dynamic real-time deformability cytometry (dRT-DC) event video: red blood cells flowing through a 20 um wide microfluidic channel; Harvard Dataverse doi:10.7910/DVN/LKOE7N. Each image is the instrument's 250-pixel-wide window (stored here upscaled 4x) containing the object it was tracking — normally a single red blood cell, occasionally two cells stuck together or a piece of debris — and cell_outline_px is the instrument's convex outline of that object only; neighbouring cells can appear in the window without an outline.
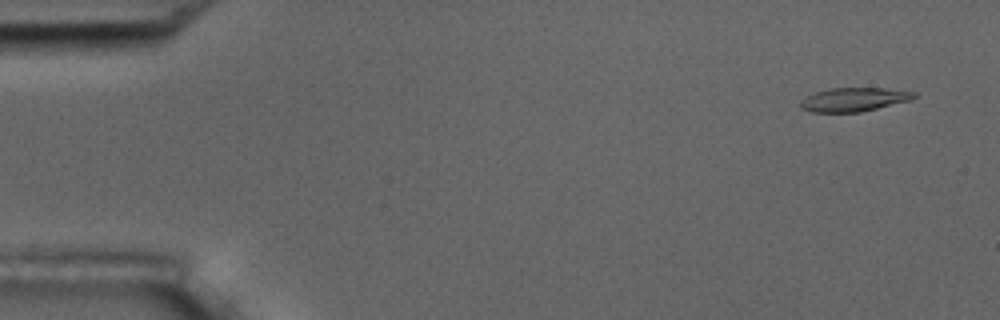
{"species": "common noctule bat (a hibernating species)", "species_latin": "Nyctalus noctula", "temperature_condition": "room temperature", "stored_images_in_passage": 16, "camera_frame_rate_fps": 3000, "um_per_image_px": 0.085, "animal": {"sex": "male", "body_mass_g": 17.5, "forearm_length_mm": 52.3}, "frame": {"image": 1, "passage_image": 1, "time_ms": 0.0, "image_size_px": [1000, 320], "cell_outline_px": [[916, 96], [912, 100], [860, 112], [812, 112], [800, 108], [800, 100], [816, 92], [832, 88], [884, 88], [916, 92]], "centroid_in_image_um": [72.59, 8.46], "position_along_channel_um": 12.4, "area_um2": 15.66}}
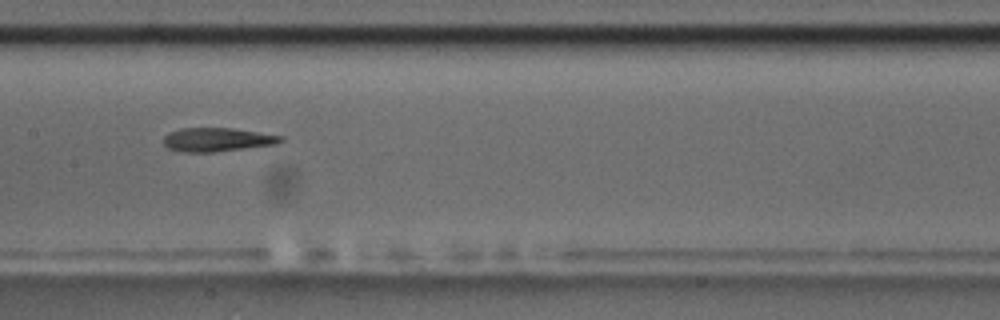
{"frame": {"image": 2, "passage_image": 8, "time_ms": 8.333, "image_size_px": [1000, 320], "cell_outline_px": [[284, 140], [276, 144], [212, 152], [184, 152], [168, 148], [164, 144], [164, 136], [168, 132], [180, 128], [232, 128], [284, 136]], "centroid_in_image_um": [18.45, 11.86], "position_along_channel_um": 189.0, "area_um2": 16.13}}
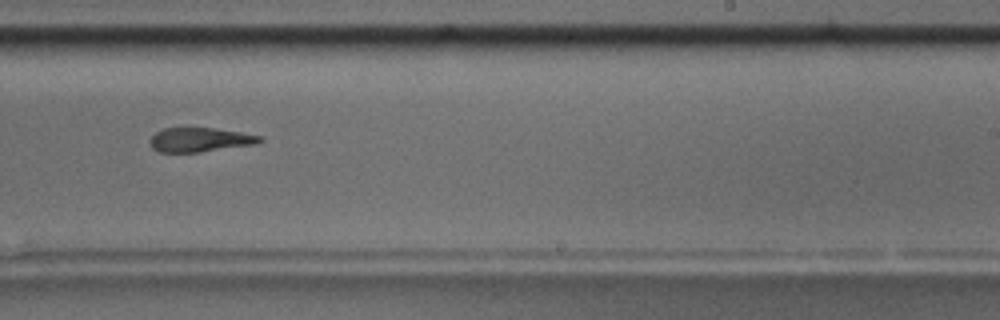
{"frame": {"image": 3, "passage_image": 10, "time_ms": 10.667, "image_size_px": [1000, 320], "cell_outline_px": [[264, 140], [256, 144], [200, 152], [156, 152], [148, 144], [148, 140], [156, 132], [164, 128], [212, 128], [240, 132], [264, 136]], "centroid_in_image_um": [16.98, 11.88], "position_along_channel_um": 272.0, "area_um2": 15.66}, "authors_computed_cell_mechanics": {"area_um2": 16.5886, "velocity_mm_per_s": 3.5697, "shape_relaxation_time_tau1_ms": null, "shape_relaxation_time_tau2_ms": 3.3752, "deformation_change_tau1": null, "deformation_change_tau2": 0.1271}}